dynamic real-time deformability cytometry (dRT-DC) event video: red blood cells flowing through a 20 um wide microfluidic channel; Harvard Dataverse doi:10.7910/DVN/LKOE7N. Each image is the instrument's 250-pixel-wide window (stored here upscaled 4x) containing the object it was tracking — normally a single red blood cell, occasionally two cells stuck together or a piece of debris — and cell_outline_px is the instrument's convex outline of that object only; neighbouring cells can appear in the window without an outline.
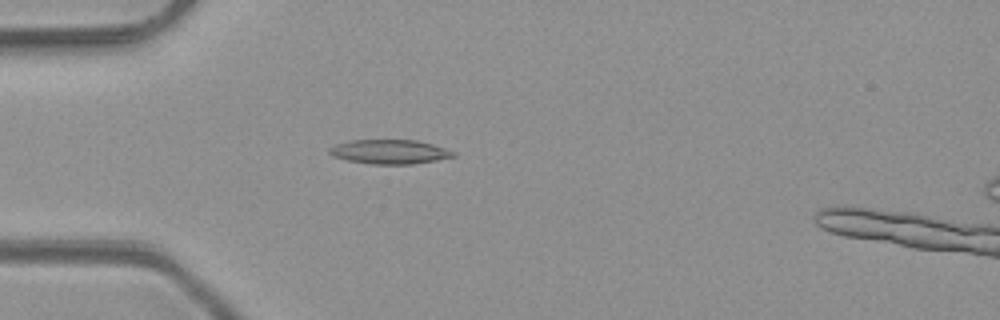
{"species": "common noctule bat (a hibernating species)", "species_latin": "Nyctalus noctula", "temperature_condition": "room temperature", "stored_images_in_passage": 4, "camera_frame_rate_fps": 3000, "um_per_image_px": 0.085, "animal": {"sex": "male", "body_mass_g": 23.1, "forearm_length_mm": 52.7}, "frame": {"image": 1, "passage_image": 4, "time_ms": 3.333, "image_size_px": [1000, 320], "cell_outline_px": [[456, 156], [436, 160], [412, 164], [372, 164], [348, 160], [332, 156], [328, 152], [328, 148], [336, 144], [352, 140], [416, 140], [432, 144], [456, 152]], "centroid_in_image_um": [33.11, 12.9], "position_along_channel_um": 51.9, "area_um2": 17.46}}